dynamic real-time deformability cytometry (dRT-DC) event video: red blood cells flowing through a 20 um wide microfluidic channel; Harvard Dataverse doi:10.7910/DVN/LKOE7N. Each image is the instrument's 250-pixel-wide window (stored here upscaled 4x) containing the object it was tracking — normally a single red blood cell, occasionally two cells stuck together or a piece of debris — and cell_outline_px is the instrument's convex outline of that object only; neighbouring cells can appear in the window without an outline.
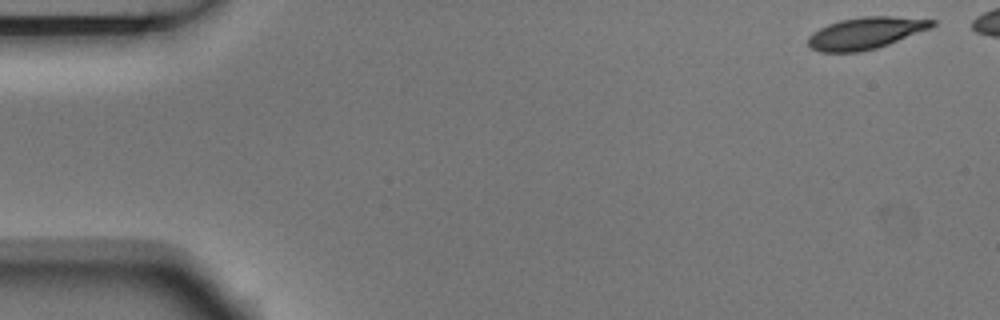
{"species": "Egyptian fruit bat (a non-hibernating species)", "species_latin": "Rousettus aegyptiacus", "temperature_condition": "room temperature", "stored_images_in_passage": 7, "camera_frame_rate_fps": 3000, "um_per_image_px": 0.085, "animal": {"sex": "male"}, "frame": {"image": 1, "passage_image": 1, "time_ms": 0.0, "image_size_px": [1000, 320], "cell_outline_px": [[936, 24], [932, 28], [888, 44], [876, 48], [860, 52], [820, 52], [812, 48], [808, 44], [808, 36], [820, 28], [828, 24], [840, 20], [864, 16], [892, 16], [936, 20]], "centroid_in_image_um": [73.6, 2.81], "position_along_channel_um": 11.4, "area_um2": 22.95}}
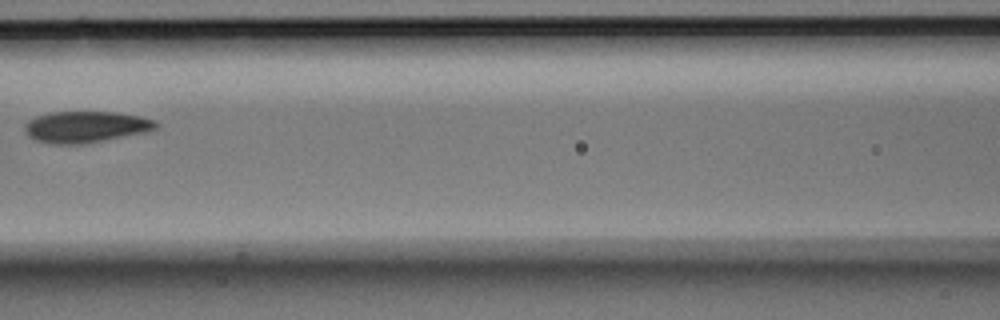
{"frame": {"image": 2, "passage_image": 6, "time_ms": 1.667, "image_size_px": [1000, 320], "cell_outline_px": [[160, 128], [144, 132], [84, 144], [52, 144], [36, 140], [28, 136], [24, 128], [24, 124], [28, 120], [36, 116], [48, 112], [116, 112], [140, 116], [156, 120], [160, 124]], "centroid_in_image_um": [7.3, 10.78], "position_along_channel_um": 159.3, "area_um2": 24.16}}
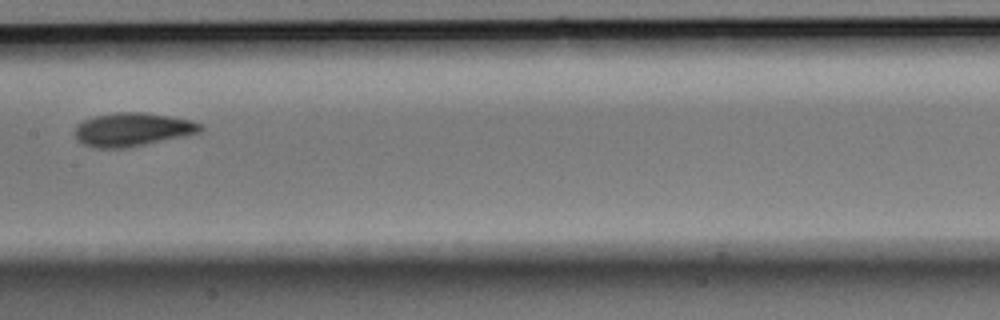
{"frame": {"image": 3, "passage_image": 7, "time_ms": 2.0, "image_size_px": [1000, 320], "cell_outline_px": [[204, 128], [200, 132], [184, 136], [128, 148], [92, 148], [76, 140], [76, 124], [84, 120], [96, 116], [116, 112], [144, 112], [172, 116], [192, 120], [200, 124]], "centroid_in_image_um": [11.27, 11.01], "position_along_channel_um": 196.1, "area_um2": 24.62}}